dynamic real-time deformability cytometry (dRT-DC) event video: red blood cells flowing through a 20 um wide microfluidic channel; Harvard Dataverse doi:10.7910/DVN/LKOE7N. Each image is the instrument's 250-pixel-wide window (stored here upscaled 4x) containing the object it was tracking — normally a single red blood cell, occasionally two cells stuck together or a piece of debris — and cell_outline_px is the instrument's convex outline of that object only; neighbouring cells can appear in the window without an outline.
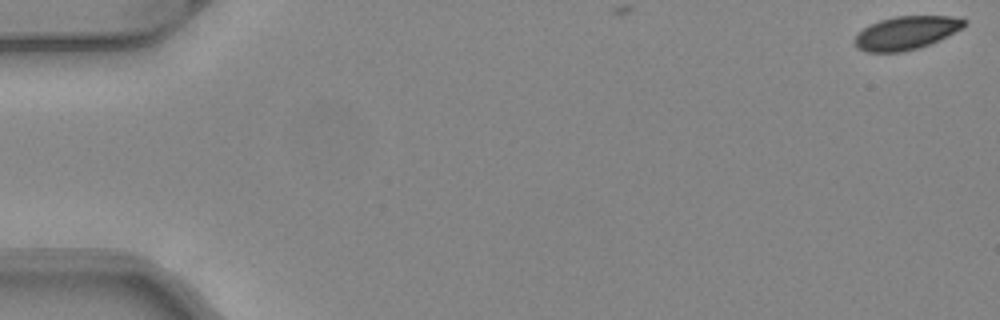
{"species": "common noctule bat (a hibernating species)", "species_latin": "Nyctalus noctula", "temperature_condition": "warm", "stored_images_in_passage": 5, "camera_frame_rate_fps": 3000, "um_per_image_px": 0.085, "animal": {"sex": "female", "body_mass_g": 24.6, "forearm_length_mm": 56.2}, "frame": {"image": 1, "passage_image": 1, "time_ms": 0.0, "image_size_px": [1000, 320], "cell_outline_px": [[968, 24], [964, 28], [928, 44], [916, 48], [900, 52], [868, 52], [860, 48], [852, 40], [864, 28], [880, 20], [892, 16], [952, 16], [968, 20]], "centroid_in_image_um": [77.07, 2.77], "position_along_channel_um": 7.9, "area_um2": 21.04}}